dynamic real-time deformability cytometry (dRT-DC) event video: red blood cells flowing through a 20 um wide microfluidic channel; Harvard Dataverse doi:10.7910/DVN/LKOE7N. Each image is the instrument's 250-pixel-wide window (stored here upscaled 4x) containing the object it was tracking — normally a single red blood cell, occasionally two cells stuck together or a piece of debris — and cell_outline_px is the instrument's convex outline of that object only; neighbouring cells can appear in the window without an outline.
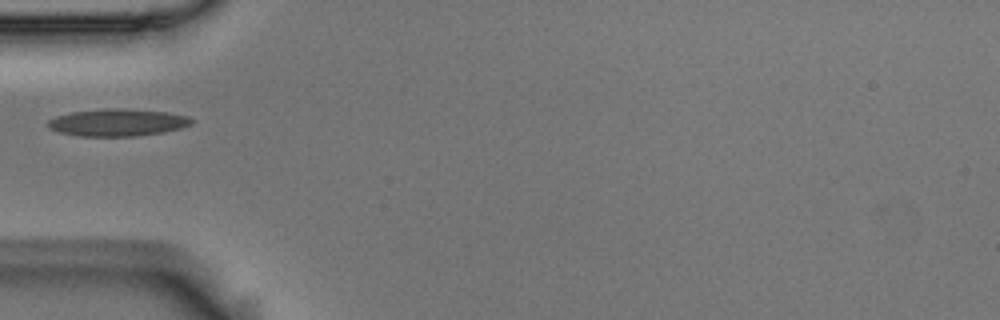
{"species": "Egyptian fruit bat (a non-hibernating species)", "species_latin": "Rousettus aegyptiacus", "temperature_condition": "room temperature", "stored_images_in_passage": 37, "camera_frame_rate_fps": 3000, "um_per_image_px": 0.085, "animal": {"sex": "male"}, "frame": {"image": 1, "passage_image": 1, "time_ms": 0.0, "image_size_px": [1000, 320], "cell_outline_px": [[192, 124], [180, 128], [160, 132], [136, 136], [80, 136], [60, 132], [48, 128], [48, 120], [56, 116], [72, 112], [104, 108], [124, 108], [168, 112], [188, 116], [192, 120]], "centroid_in_image_um": [9.98, 10.4], "position_along_channel_um": 75.0, "area_um2": 22.72}}
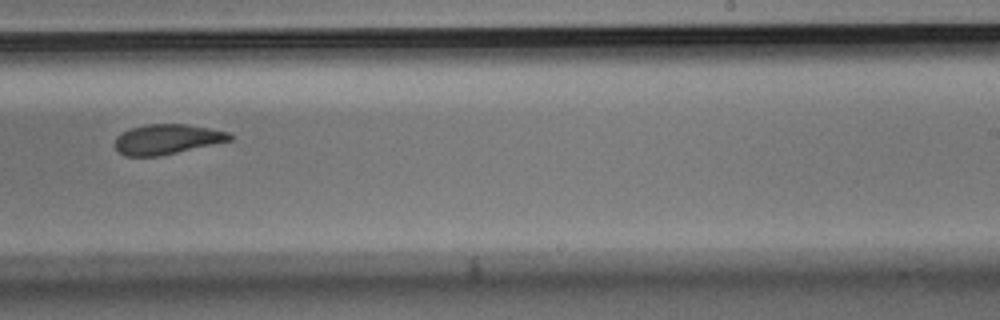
{"frame": {"image": 2, "passage_image": 17, "time_ms": 5.333, "image_size_px": [1000, 320], "cell_outline_px": [[232, 140], [160, 156], [124, 156], [116, 148], [116, 136], [132, 128], [144, 124], [184, 124], [208, 128], [228, 132], [232, 136]], "centroid_in_image_um": [14.19, 11.84], "position_along_channel_um": 274.8, "area_um2": 19.83}}
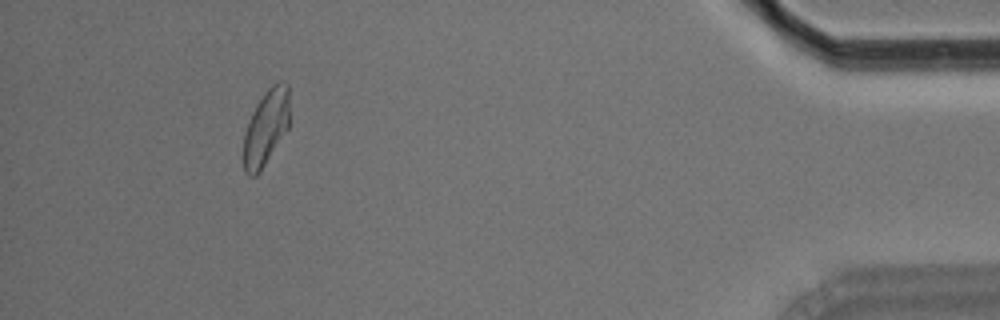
{"frame": {"image": 3, "passage_image": 33, "time_ms": 10.667, "image_size_px": [1000, 320], "cell_outline_px": [[288, 128], [260, 172], [256, 176], [248, 176], [244, 172], [244, 132], [248, 120], [256, 104], [264, 92], [272, 84], [288, 84]], "centroid_in_image_um": [22.57, 10.88], "position_along_channel_um": 412.6, "area_um2": 20.0}}